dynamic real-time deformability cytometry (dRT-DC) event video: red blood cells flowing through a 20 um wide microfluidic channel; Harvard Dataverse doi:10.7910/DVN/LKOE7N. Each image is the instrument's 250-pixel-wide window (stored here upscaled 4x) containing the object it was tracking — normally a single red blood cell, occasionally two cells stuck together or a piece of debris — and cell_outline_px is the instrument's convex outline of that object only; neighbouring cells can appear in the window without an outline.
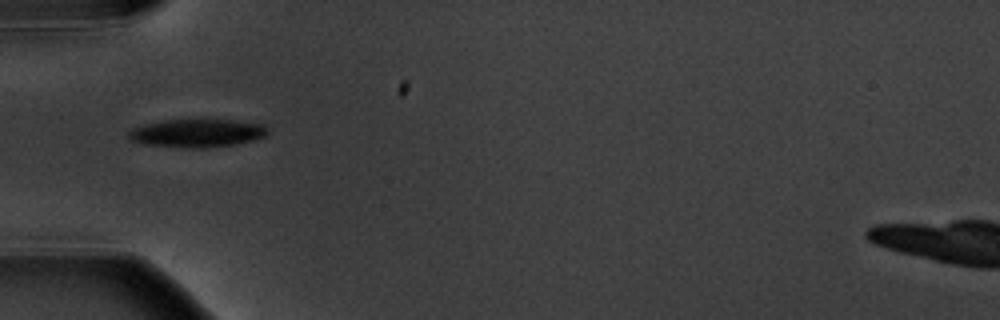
{"species": "common noctule bat (a hibernating species)", "species_latin": "Nyctalus noctula", "temperature_condition": "warm", "stored_images_in_passage": 5, "camera_frame_rate_fps": 3000, "um_per_image_px": 0.085, "animal": {"sex": "male", "body_mass_g": 20.1, "forearm_length_mm": 53.5}, "frame": {"image": 1, "passage_image": 1, "time_ms": 0.0, "image_size_px": [1000, 320], "cell_outline_px": [[268, 132], [264, 136], [252, 140], [236, 144], [204, 148], [188, 148], [144, 144], [132, 140], [128, 136], [128, 132], [132, 128], [164, 120], [200, 116], [204, 116], [236, 120], [264, 124], [268, 128]], "centroid_in_image_um": [16.8, 11.26], "position_along_channel_um": 68.2, "area_um2": 23.76}}
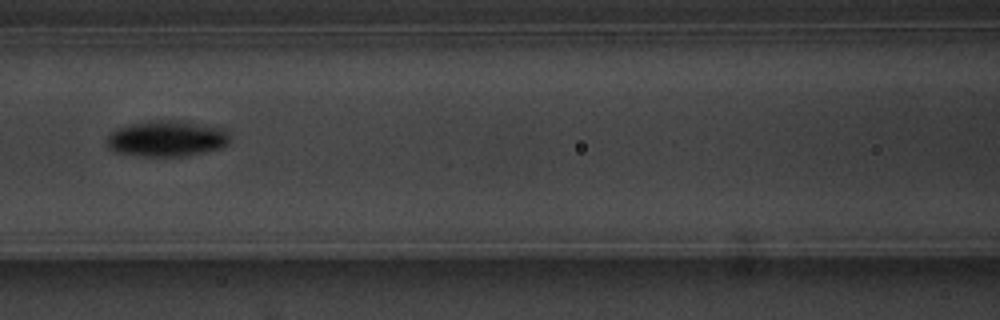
{"frame": {"image": 2, "passage_image": 3, "time_ms": 2.333, "image_size_px": [1000, 320], "cell_outline_px": [[228, 144], [220, 148], [204, 152], [184, 156], [140, 156], [116, 152], [108, 148], [108, 136], [116, 128], [132, 124], [160, 120], [188, 120], [224, 128], [228, 132]], "centroid_in_image_um": [14.22, 11.77], "position_along_channel_um": 152.4, "area_um2": 25.84}}